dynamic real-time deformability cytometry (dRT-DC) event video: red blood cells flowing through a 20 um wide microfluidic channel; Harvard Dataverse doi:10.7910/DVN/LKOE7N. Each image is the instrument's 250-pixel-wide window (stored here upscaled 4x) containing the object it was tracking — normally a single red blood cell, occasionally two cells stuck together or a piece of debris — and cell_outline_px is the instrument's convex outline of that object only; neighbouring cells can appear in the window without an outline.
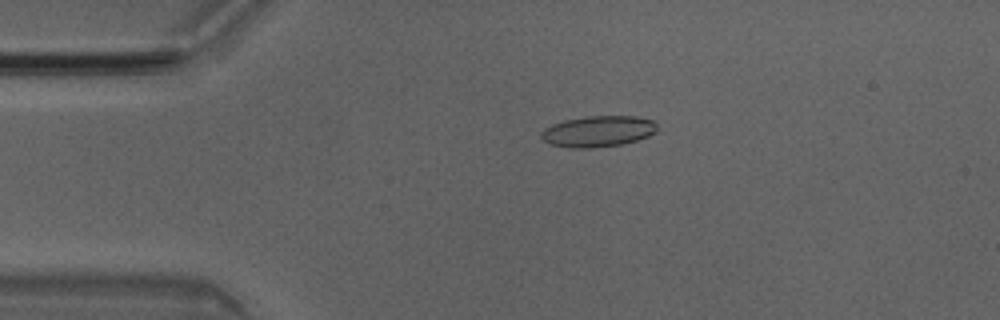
{"species": "Egyptian fruit bat (a non-hibernating species)", "species_latin": "Rousettus aegyptiacus", "temperature_condition": "room temperature", "stored_images_in_passage": 21, "camera_frame_rate_fps": 3000, "um_per_image_px": 0.085, "animal": {"sex": "male"}, "frame": {"image": 1, "passage_image": 10, "time_ms": 3.0, "image_size_px": [1000, 320], "cell_outline_px": [[656, 132], [648, 136], [624, 144], [588, 148], [568, 148], [552, 144], [544, 140], [540, 136], [540, 132], [544, 128], [552, 124], [564, 120], [584, 116], [636, 116], [652, 120], [656, 124]], "centroid_in_image_um": [50.82, 11.16], "position_along_channel_um": 34.2, "area_um2": 21.04}}